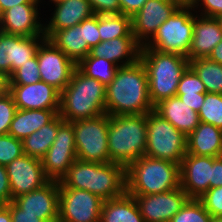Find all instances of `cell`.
<instances>
[{
	"instance_id": "11a10c76",
	"label": "cell",
	"mask_w": 222,
	"mask_h": 222,
	"mask_svg": "<svg viewBox=\"0 0 222 222\" xmlns=\"http://www.w3.org/2000/svg\"><path fill=\"white\" fill-rule=\"evenodd\" d=\"M41 1V3H42V0H40ZM51 3H53V4H55V3H57V2H59V1H62V0H49Z\"/></svg>"
},
{
	"instance_id": "d4e9b609",
	"label": "cell",
	"mask_w": 222,
	"mask_h": 222,
	"mask_svg": "<svg viewBox=\"0 0 222 222\" xmlns=\"http://www.w3.org/2000/svg\"><path fill=\"white\" fill-rule=\"evenodd\" d=\"M154 111L186 137L200 124L198 113L177 96L160 101L154 106Z\"/></svg>"
},
{
	"instance_id": "ffe728a7",
	"label": "cell",
	"mask_w": 222,
	"mask_h": 222,
	"mask_svg": "<svg viewBox=\"0 0 222 222\" xmlns=\"http://www.w3.org/2000/svg\"><path fill=\"white\" fill-rule=\"evenodd\" d=\"M17 109L59 110L60 91L43 81L29 85H9Z\"/></svg>"
},
{
	"instance_id": "3957f363",
	"label": "cell",
	"mask_w": 222,
	"mask_h": 222,
	"mask_svg": "<svg viewBox=\"0 0 222 222\" xmlns=\"http://www.w3.org/2000/svg\"><path fill=\"white\" fill-rule=\"evenodd\" d=\"M106 87L83 74L77 67L60 92L58 114L65 122L89 119L105 113Z\"/></svg>"
},
{
	"instance_id": "6da1fadb",
	"label": "cell",
	"mask_w": 222,
	"mask_h": 222,
	"mask_svg": "<svg viewBox=\"0 0 222 222\" xmlns=\"http://www.w3.org/2000/svg\"><path fill=\"white\" fill-rule=\"evenodd\" d=\"M153 110L142 62L138 60L135 64L119 67L106 87L105 113L111 116L140 115Z\"/></svg>"
},
{
	"instance_id": "52a82bcc",
	"label": "cell",
	"mask_w": 222,
	"mask_h": 222,
	"mask_svg": "<svg viewBox=\"0 0 222 222\" xmlns=\"http://www.w3.org/2000/svg\"><path fill=\"white\" fill-rule=\"evenodd\" d=\"M193 11V7H179L158 27L157 32L144 46L159 52L179 54L189 60L194 31Z\"/></svg>"
},
{
	"instance_id": "7c38bea8",
	"label": "cell",
	"mask_w": 222,
	"mask_h": 222,
	"mask_svg": "<svg viewBox=\"0 0 222 222\" xmlns=\"http://www.w3.org/2000/svg\"><path fill=\"white\" fill-rule=\"evenodd\" d=\"M36 56L41 81L63 91L71 80L76 64L47 38L40 43Z\"/></svg>"
},
{
	"instance_id": "b9f144b4",
	"label": "cell",
	"mask_w": 222,
	"mask_h": 222,
	"mask_svg": "<svg viewBox=\"0 0 222 222\" xmlns=\"http://www.w3.org/2000/svg\"><path fill=\"white\" fill-rule=\"evenodd\" d=\"M94 14H120L119 0H89Z\"/></svg>"
},
{
	"instance_id": "277c9868",
	"label": "cell",
	"mask_w": 222,
	"mask_h": 222,
	"mask_svg": "<svg viewBox=\"0 0 222 222\" xmlns=\"http://www.w3.org/2000/svg\"><path fill=\"white\" fill-rule=\"evenodd\" d=\"M139 60L148 77L149 97L153 106L176 96L179 81L189 67V60L175 53L159 52L141 46Z\"/></svg>"
},
{
	"instance_id": "816d5d0a",
	"label": "cell",
	"mask_w": 222,
	"mask_h": 222,
	"mask_svg": "<svg viewBox=\"0 0 222 222\" xmlns=\"http://www.w3.org/2000/svg\"><path fill=\"white\" fill-rule=\"evenodd\" d=\"M0 222H12L10 209L5 206H0Z\"/></svg>"
},
{
	"instance_id": "ba28073f",
	"label": "cell",
	"mask_w": 222,
	"mask_h": 222,
	"mask_svg": "<svg viewBox=\"0 0 222 222\" xmlns=\"http://www.w3.org/2000/svg\"><path fill=\"white\" fill-rule=\"evenodd\" d=\"M144 155L181 164L187 153V137L154 110L147 113Z\"/></svg>"
},
{
	"instance_id": "7402d4cb",
	"label": "cell",
	"mask_w": 222,
	"mask_h": 222,
	"mask_svg": "<svg viewBox=\"0 0 222 222\" xmlns=\"http://www.w3.org/2000/svg\"><path fill=\"white\" fill-rule=\"evenodd\" d=\"M220 41H222V25L219 19L194 13V31L189 50V61L208 57Z\"/></svg>"
},
{
	"instance_id": "ee69618b",
	"label": "cell",
	"mask_w": 222,
	"mask_h": 222,
	"mask_svg": "<svg viewBox=\"0 0 222 222\" xmlns=\"http://www.w3.org/2000/svg\"><path fill=\"white\" fill-rule=\"evenodd\" d=\"M6 206L10 209L12 222H44L38 215L22 214V210L13 201Z\"/></svg>"
},
{
	"instance_id": "1f68e13d",
	"label": "cell",
	"mask_w": 222,
	"mask_h": 222,
	"mask_svg": "<svg viewBox=\"0 0 222 222\" xmlns=\"http://www.w3.org/2000/svg\"><path fill=\"white\" fill-rule=\"evenodd\" d=\"M76 67L86 76L98 80L105 87L114 79L119 66L103 57H85Z\"/></svg>"
},
{
	"instance_id": "7dc6e473",
	"label": "cell",
	"mask_w": 222,
	"mask_h": 222,
	"mask_svg": "<svg viewBox=\"0 0 222 222\" xmlns=\"http://www.w3.org/2000/svg\"><path fill=\"white\" fill-rule=\"evenodd\" d=\"M222 186V157H213L212 188Z\"/></svg>"
},
{
	"instance_id": "f5cc1de1",
	"label": "cell",
	"mask_w": 222,
	"mask_h": 222,
	"mask_svg": "<svg viewBox=\"0 0 222 222\" xmlns=\"http://www.w3.org/2000/svg\"><path fill=\"white\" fill-rule=\"evenodd\" d=\"M179 7H193L197 0H171Z\"/></svg>"
},
{
	"instance_id": "f1b7e54d",
	"label": "cell",
	"mask_w": 222,
	"mask_h": 222,
	"mask_svg": "<svg viewBox=\"0 0 222 222\" xmlns=\"http://www.w3.org/2000/svg\"><path fill=\"white\" fill-rule=\"evenodd\" d=\"M64 122L58 114L51 122L25 138L22 141L24 154L41 160L53 144L58 128Z\"/></svg>"
},
{
	"instance_id": "4dcf8cb0",
	"label": "cell",
	"mask_w": 222,
	"mask_h": 222,
	"mask_svg": "<svg viewBox=\"0 0 222 222\" xmlns=\"http://www.w3.org/2000/svg\"><path fill=\"white\" fill-rule=\"evenodd\" d=\"M98 30L101 41H110L123 36H134L131 17L123 14L98 15Z\"/></svg>"
},
{
	"instance_id": "e0dca14e",
	"label": "cell",
	"mask_w": 222,
	"mask_h": 222,
	"mask_svg": "<svg viewBox=\"0 0 222 222\" xmlns=\"http://www.w3.org/2000/svg\"><path fill=\"white\" fill-rule=\"evenodd\" d=\"M213 157L187 154L180 164V187L190 199H199L212 188Z\"/></svg>"
},
{
	"instance_id": "484cf974",
	"label": "cell",
	"mask_w": 222,
	"mask_h": 222,
	"mask_svg": "<svg viewBox=\"0 0 222 222\" xmlns=\"http://www.w3.org/2000/svg\"><path fill=\"white\" fill-rule=\"evenodd\" d=\"M222 153V130L204 122L187 136V154L220 157Z\"/></svg>"
},
{
	"instance_id": "83f0119b",
	"label": "cell",
	"mask_w": 222,
	"mask_h": 222,
	"mask_svg": "<svg viewBox=\"0 0 222 222\" xmlns=\"http://www.w3.org/2000/svg\"><path fill=\"white\" fill-rule=\"evenodd\" d=\"M100 222H145L132 195L126 191L119 197L104 200Z\"/></svg>"
},
{
	"instance_id": "d590c367",
	"label": "cell",
	"mask_w": 222,
	"mask_h": 222,
	"mask_svg": "<svg viewBox=\"0 0 222 222\" xmlns=\"http://www.w3.org/2000/svg\"><path fill=\"white\" fill-rule=\"evenodd\" d=\"M23 143L10 134L0 135V165L7 166L14 159L22 156Z\"/></svg>"
},
{
	"instance_id": "8fae6325",
	"label": "cell",
	"mask_w": 222,
	"mask_h": 222,
	"mask_svg": "<svg viewBox=\"0 0 222 222\" xmlns=\"http://www.w3.org/2000/svg\"><path fill=\"white\" fill-rule=\"evenodd\" d=\"M76 159L73 125L64 122L58 128L53 144L41 159L46 177L50 181H60Z\"/></svg>"
},
{
	"instance_id": "7bdbcfd3",
	"label": "cell",
	"mask_w": 222,
	"mask_h": 222,
	"mask_svg": "<svg viewBox=\"0 0 222 222\" xmlns=\"http://www.w3.org/2000/svg\"><path fill=\"white\" fill-rule=\"evenodd\" d=\"M13 201L6 166L0 165V206Z\"/></svg>"
},
{
	"instance_id": "5b68a950",
	"label": "cell",
	"mask_w": 222,
	"mask_h": 222,
	"mask_svg": "<svg viewBox=\"0 0 222 222\" xmlns=\"http://www.w3.org/2000/svg\"><path fill=\"white\" fill-rule=\"evenodd\" d=\"M147 114L109 115L108 152L112 163L125 169L144 156L146 150Z\"/></svg>"
},
{
	"instance_id": "9c48e42d",
	"label": "cell",
	"mask_w": 222,
	"mask_h": 222,
	"mask_svg": "<svg viewBox=\"0 0 222 222\" xmlns=\"http://www.w3.org/2000/svg\"><path fill=\"white\" fill-rule=\"evenodd\" d=\"M73 125L77 159L110 163L108 152L109 115L70 122Z\"/></svg>"
},
{
	"instance_id": "44dd1931",
	"label": "cell",
	"mask_w": 222,
	"mask_h": 222,
	"mask_svg": "<svg viewBox=\"0 0 222 222\" xmlns=\"http://www.w3.org/2000/svg\"><path fill=\"white\" fill-rule=\"evenodd\" d=\"M140 51L141 45L134 36H123L99 42L91 48L87 57H103L122 67L135 64L139 60Z\"/></svg>"
},
{
	"instance_id": "60d3db41",
	"label": "cell",
	"mask_w": 222,
	"mask_h": 222,
	"mask_svg": "<svg viewBox=\"0 0 222 222\" xmlns=\"http://www.w3.org/2000/svg\"><path fill=\"white\" fill-rule=\"evenodd\" d=\"M84 35L85 40L90 48L96 46L101 42L98 30V15L94 14L88 19L84 20Z\"/></svg>"
},
{
	"instance_id": "5bb4252c",
	"label": "cell",
	"mask_w": 222,
	"mask_h": 222,
	"mask_svg": "<svg viewBox=\"0 0 222 222\" xmlns=\"http://www.w3.org/2000/svg\"><path fill=\"white\" fill-rule=\"evenodd\" d=\"M45 36L24 37L0 31V74L7 76L36 55Z\"/></svg>"
},
{
	"instance_id": "f6af8a7d",
	"label": "cell",
	"mask_w": 222,
	"mask_h": 222,
	"mask_svg": "<svg viewBox=\"0 0 222 222\" xmlns=\"http://www.w3.org/2000/svg\"><path fill=\"white\" fill-rule=\"evenodd\" d=\"M177 97L181 99L182 102H185L191 109L195 112H199L201 106L205 100V93H195V94H176Z\"/></svg>"
},
{
	"instance_id": "9f6ffc18",
	"label": "cell",
	"mask_w": 222,
	"mask_h": 222,
	"mask_svg": "<svg viewBox=\"0 0 222 222\" xmlns=\"http://www.w3.org/2000/svg\"><path fill=\"white\" fill-rule=\"evenodd\" d=\"M218 19H219V21H220V23L222 25V15Z\"/></svg>"
},
{
	"instance_id": "603a6c76",
	"label": "cell",
	"mask_w": 222,
	"mask_h": 222,
	"mask_svg": "<svg viewBox=\"0 0 222 222\" xmlns=\"http://www.w3.org/2000/svg\"><path fill=\"white\" fill-rule=\"evenodd\" d=\"M50 21L44 23V31H58L80 24L94 15L89 0H62L53 4Z\"/></svg>"
},
{
	"instance_id": "ab89813d",
	"label": "cell",
	"mask_w": 222,
	"mask_h": 222,
	"mask_svg": "<svg viewBox=\"0 0 222 222\" xmlns=\"http://www.w3.org/2000/svg\"><path fill=\"white\" fill-rule=\"evenodd\" d=\"M193 8L194 12H200L197 15L219 18L222 15V0H197Z\"/></svg>"
},
{
	"instance_id": "681fc988",
	"label": "cell",
	"mask_w": 222,
	"mask_h": 222,
	"mask_svg": "<svg viewBox=\"0 0 222 222\" xmlns=\"http://www.w3.org/2000/svg\"><path fill=\"white\" fill-rule=\"evenodd\" d=\"M209 60L220 63L222 65V41H220L207 57Z\"/></svg>"
},
{
	"instance_id": "4316f807",
	"label": "cell",
	"mask_w": 222,
	"mask_h": 222,
	"mask_svg": "<svg viewBox=\"0 0 222 222\" xmlns=\"http://www.w3.org/2000/svg\"><path fill=\"white\" fill-rule=\"evenodd\" d=\"M59 110L17 109L8 134L23 141L33 132L51 122Z\"/></svg>"
},
{
	"instance_id": "9a60e30c",
	"label": "cell",
	"mask_w": 222,
	"mask_h": 222,
	"mask_svg": "<svg viewBox=\"0 0 222 222\" xmlns=\"http://www.w3.org/2000/svg\"><path fill=\"white\" fill-rule=\"evenodd\" d=\"M12 200L43 187L50 180L46 177L41 160L23 154L7 166Z\"/></svg>"
},
{
	"instance_id": "30bf717a",
	"label": "cell",
	"mask_w": 222,
	"mask_h": 222,
	"mask_svg": "<svg viewBox=\"0 0 222 222\" xmlns=\"http://www.w3.org/2000/svg\"><path fill=\"white\" fill-rule=\"evenodd\" d=\"M104 200L86 190L66 188L59 181L58 222H100Z\"/></svg>"
},
{
	"instance_id": "c3c4849f",
	"label": "cell",
	"mask_w": 222,
	"mask_h": 222,
	"mask_svg": "<svg viewBox=\"0 0 222 222\" xmlns=\"http://www.w3.org/2000/svg\"><path fill=\"white\" fill-rule=\"evenodd\" d=\"M40 0H0V15L18 4H39Z\"/></svg>"
},
{
	"instance_id": "4fadbf2b",
	"label": "cell",
	"mask_w": 222,
	"mask_h": 222,
	"mask_svg": "<svg viewBox=\"0 0 222 222\" xmlns=\"http://www.w3.org/2000/svg\"><path fill=\"white\" fill-rule=\"evenodd\" d=\"M145 222H170L190 199L181 188L151 195H132Z\"/></svg>"
},
{
	"instance_id": "d6a6232c",
	"label": "cell",
	"mask_w": 222,
	"mask_h": 222,
	"mask_svg": "<svg viewBox=\"0 0 222 222\" xmlns=\"http://www.w3.org/2000/svg\"><path fill=\"white\" fill-rule=\"evenodd\" d=\"M198 115L200 122L212 124L222 130V94L205 93Z\"/></svg>"
},
{
	"instance_id": "8992f818",
	"label": "cell",
	"mask_w": 222,
	"mask_h": 222,
	"mask_svg": "<svg viewBox=\"0 0 222 222\" xmlns=\"http://www.w3.org/2000/svg\"><path fill=\"white\" fill-rule=\"evenodd\" d=\"M125 179L130 195L164 193L180 187V165L144 155L125 169Z\"/></svg>"
},
{
	"instance_id": "f35d334b",
	"label": "cell",
	"mask_w": 222,
	"mask_h": 222,
	"mask_svg": "<svg viewBox=\"0 0 222 222\" xmlns=\"http://www.w3.org/2000/svg\"><path fill=\"white\" fill-rule=\"evenodd\" d=\"M199 200L212 217H222V186L210 188Z\"/></svg>"
},
{
	"instance_id": "8d00e7d4",
	"label": "cell",
	"mask_w": 222,
	"mask_h": 222,
	"mask_svg": "<svg viewBox=\"0 0 222 222\" xmlns=\"http://www.w3.org/2000/svg\"><path fill=\"white\" fill-rule=\"evenodd\" d=\"M207 93L204 83L196 72L189 66L183 73L176 94Z\"/></svg>"
},
{
	"instance_id": "db71d44e",
	"label": "cell",
	"mask_w": 222,
	"mask_h": 222,
	"mask_svg": "<svg viewBox=\"0 0 222 222\" xmlns=\"http://www.w3.org/2000/svg\"><path fill=\"white\" fill-rule=\"evenodd\" d=\"M210 222H222V217H212Z\"/></svg>"
},
{
	"instance_id": "ac0fdd59",
	"label": "cell",
	"mask_w": 222,
	"mask_h": 222,
	"mask_svg": "<svg viewBox=\"0 0 222 222\" xmlns=\"http://www.w3.org/2000/svg\"><path fill=\"white\" fill-rule=\"evenodd\" d=\"M13 202L22 214L38 215L44 222H58L59 181H49L37 190L14 198Z\"/></svg>"
},
{
	"instance_id": "bcb514c9",
	"label": "cell",
	"mask_w": 222,
	"mask_h": 222,
	"mask_svg": "<svg viewBox=\"0 0 222 222\" xmlns=\"http://www.w3.org/2000/svg\"><path fill=\"white\" fill-rule=\"evenodd\" d=\"M147 0H119L120 14L132 17L136 14Z\"/></svg>"
},
{
	"instance_id": "e575fe53",
	"label": "cell",
	"mask_w": 222,
	"mask_h": 222,
	"mask_svg": "<svg viewBox=\"0 0 222 222\" xmlns=\"http://www.w3.org/2000/svg\"><path fill=\"white\" fill-rule=\"evenodd\" d=\"M37 56L16 69L9 77V85H29L41 81Z\"/></svg>"
},
{
	"instance_id": "7a4b0ae2",
	"label": "cell",
	"mask_w": 222,
	"mask_h": 222,
	"mask_svg": "<svg viewBox=\"0 0 222 222\" xmlns=\"http://www.w3.org/2000/svg\"><path fill=\"white\" fill-rule=\"evenodd\" d=\"M66 188L89 191L103 200L126 191L125 168L116 163H97L76 159L60 180Z\"/></svg>"
},
{
	"instance_id": "2e32d148",
	"label": "cell",
	"mask_w": 222,
	"mask_h": 222,
	"mask_svg": "<svg viewBox=\"0 0 222 222\" xmlns=\"http://www.w3.org/2000/svg\"><path fill=\"white\" fill-rule=\"evenodd\" d=\"M179 6L171 0H147L142 8L131 17L135 40L145 45L157 32L158 27L173 14Z\"/></svg>"
},
{
	"instance_id": "d6986e66",
	"label": "cell",
	"mask_w": 222,
	"mask_h": 222,
	"mask_svg": "<svg viewBox=\"0 0 222 222\" xmlns=\"http://www.w3.org/2000/svg\"><path fill=\"white\" fill-rule=\"evenodd\" d=\"M40 4H18L0 15V31L24 37L44 36Z\"/></svg>"
},
{
	"instance_id": "f546056e",
	"label": "cell",
	"mask_w": 222,
	"mask_h": 222,
	"mask_svg": "<svg viewBox=\"0 0 222 222\" xmlns=\"http://www.w3.org/2000/svg\"><path fill=\"white\" fill-rule=\"evenodd\" d=\"M189 66L204 83L207 93L222 94V65L206 58L189 61Z\"/></svg>"
},
{
	"instance_id": "836d02e7",
	"label": "cell",
	"mask_w": 222,
	"mask_h": 222,
	"mask_svg": "<svg viewBox=\"0 0 222 222\" xmlns=\"http://www.w3.org/2000/svg\"><path fill=\"white\" fill-rule=\"evenodd\" d=\"M211 218L199 199H189L170 222H210Z\"/></svg>"
},
{
	"instance_id": "74e56055",
	"label": "cell",
	"mask_w": 222,
	"mask_h": 222,
	"mask_svg": "<svg viewBox=\"0 0 222 222\" xmlns=\"http://www.w3.org/2000/svg\"><path fill=\"white\" fill-rule=\"evenodd\" d=\"M17 106L10 93L0 99V135L8 134Z\"/></svg>"
},
{
	"instance_id": "f907efd6",
	"label": "cell",
	"mask_w": 222,
	"mask_h": 222,
	"mask_svg": "<svg viewBox=\"0 0 222 222\" xmlns=\"http://www.w3.org/2000/svg\"><path fill=\"white\" fill-rule=\"evenodd\" d=\"M9 93V78L0 74V99Z\"/></svg>"
},
{
	"instance_id": "cb8c5ba5",
	"label": "cell",
	"mask_w": 222,
	"mask_h": 222,
	"mask_svg": "<svg viewBox=\"0 0 222 222\" xmlns=\"http://www.w3.org/2000/svg\"><path fill=\"white\" fill-rule=\"evenodd\" d=\"M44 36L63 51L76 65L90 53L84 35V20L69 28L44 31Z\"/></svg>"
}]
</instances>
